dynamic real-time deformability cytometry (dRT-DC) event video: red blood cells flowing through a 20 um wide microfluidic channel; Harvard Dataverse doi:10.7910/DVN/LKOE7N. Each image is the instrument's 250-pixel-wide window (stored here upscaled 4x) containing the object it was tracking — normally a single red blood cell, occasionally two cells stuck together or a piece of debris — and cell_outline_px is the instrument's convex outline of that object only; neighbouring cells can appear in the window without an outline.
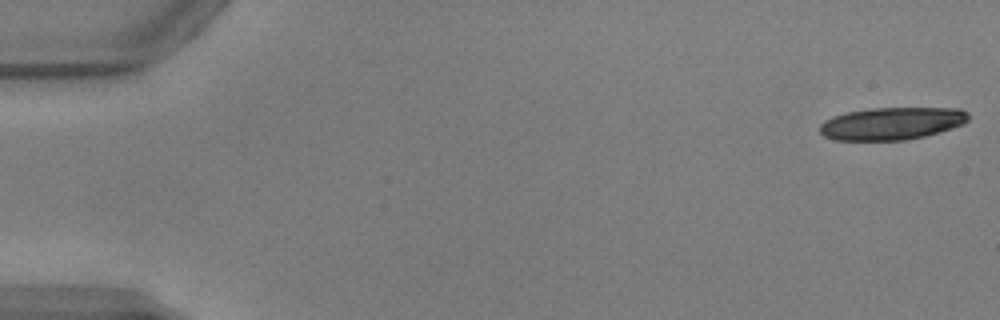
{"species": "common noctule bat (a hibernating species)", "species_latin": "Nyctalus noctula", "temperature_condition": "warm", "stored_images_in_passage": 18, "camera_frame_rate_fps": 3000, "um_per_image_px": 0.085, "animal": {"sex": "male", "body_mass_g": 17.9, "forearm_length_mm": 54.2}, "frame": {"image": 1, "passage_image": 1, "time_ms": 0.0, "image_size_px": [1000, 320], "cell_outline_px": [[968, 120], [964, 124], [952, 128], [924, 136], [904, 140], [832, 140], [824, 136], [820, 132], [820, 124], [824, 120], [832, 116], [848, 112], [872, 108], [960, 108], [968, 112]], "centroid_in_image_um": [75.79, 10.49], "position_along_channel_um": 9.2, "area_um2": 28.15}}
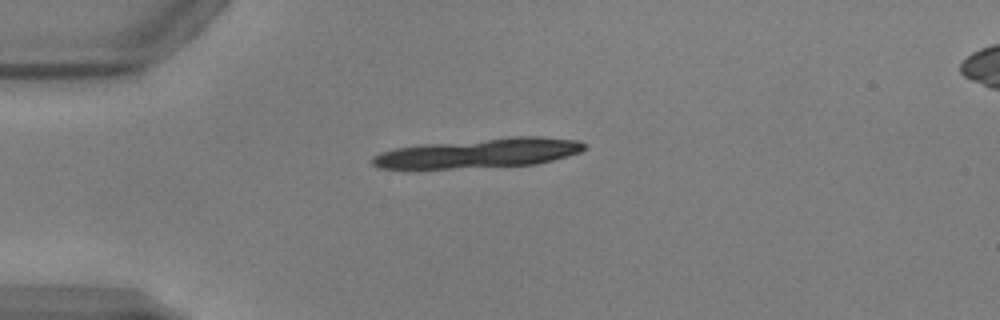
{"frame": {"image": 2, "passage_image": 13, "time_ms": 4.0, "image_size_px": [1000, 320], "cell_outline_px": [[584, 148], [580, 152], [552, 160], [536, 164], [452, 168], [380, 168], [372, 164], [372, 156], [380, 152], [396, 148], [420, 144], [508, 136], [540, 136], [580, 140], [584, 144]], "centroid_in_image_um": [40.72, 12.99], "position_along_channel_um": 44.3, "area_um2": 36.36}}